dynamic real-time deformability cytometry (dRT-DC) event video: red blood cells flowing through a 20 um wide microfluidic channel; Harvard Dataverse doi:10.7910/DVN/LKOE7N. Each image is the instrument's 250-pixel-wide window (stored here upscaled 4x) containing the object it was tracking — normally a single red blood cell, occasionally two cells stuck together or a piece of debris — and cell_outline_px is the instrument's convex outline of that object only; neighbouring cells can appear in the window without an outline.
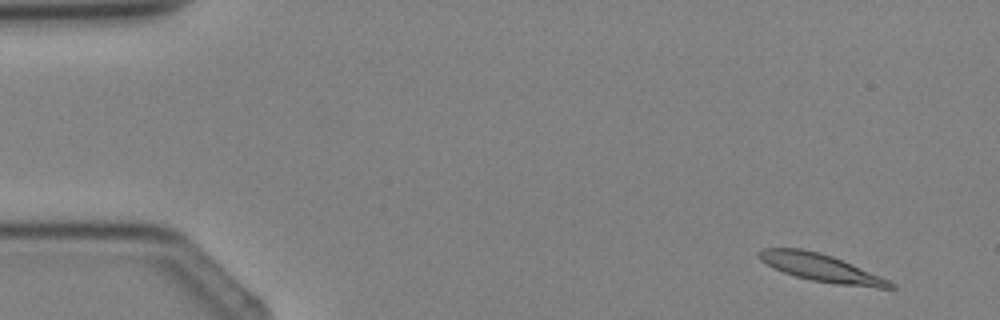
{"species": "Egyptian fruit bat (a non-hibernating species)", "species_latin": "Rousettus aegyptiacus", "temperature_condition": "cold", "stored_images_in_passage": 3, "camera_frame_rate_fps": 3000, "um_per_image_px": 0.085, "animal": {"sex": "female"}, "frame": {"image": 1, "passage_image": 1, "time_ms": 0.0, "image_size_px": [1000, 320], "cell_outline_px": [[896, 288], [876, 288], [836, 284], [812, 280], [796, 276], [784, 272], [760, 260], [756, 256], [756, 252], [764, 248], [800, 248], [820, 252], [832, 256], [880, 276], [896, 284]], "centroid_in_image_um": [69.78, 22.76], "position_along_channel_um": 15.2, "area_um2": 20.92}}